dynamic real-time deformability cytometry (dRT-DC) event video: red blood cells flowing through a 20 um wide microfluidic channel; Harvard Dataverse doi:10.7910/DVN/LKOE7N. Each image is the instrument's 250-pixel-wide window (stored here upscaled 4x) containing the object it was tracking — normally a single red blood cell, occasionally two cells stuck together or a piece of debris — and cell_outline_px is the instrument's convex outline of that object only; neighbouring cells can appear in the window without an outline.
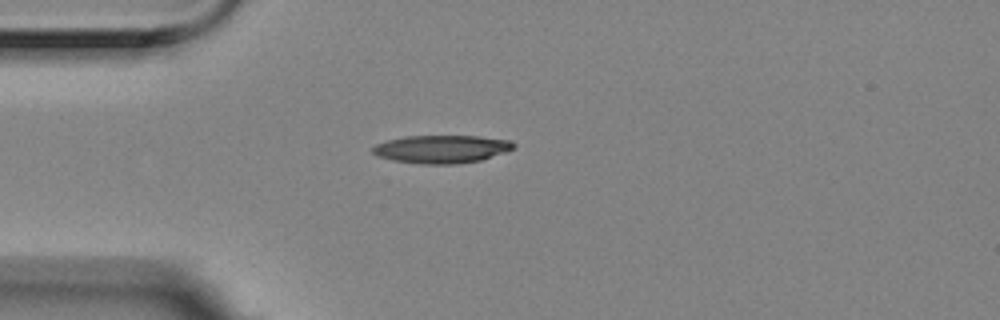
{"species": "Egyptian fruit bat (a non-hibernating species)", "species_latin": "Rousettus aegyptiacus", "temperature_condition": "room temperature", "stored_images_in_passage": 1, "camera_frame_rate_fps": 3000, "um_per_image_px": 0.085, "animal": {"sex": "female"}, "frame": {"image": 1, "passage_image": 1, "time_ms": 0.0, "image_size_px": [1000, 320], "cell_outline_px": [[516, 144], [512, 148], [504, 152], [480, 160], [456, 164], [420, 164], [392, 160], [376, 156], [372, 152], [372, 148], [376, 144], [388, 140], [404, 136], [476, 136], [512, 140]], "centroid_in_image_um": [37.5, 12.67], "position_along_channel_um": 47.5, "area_um2": 22.95}}